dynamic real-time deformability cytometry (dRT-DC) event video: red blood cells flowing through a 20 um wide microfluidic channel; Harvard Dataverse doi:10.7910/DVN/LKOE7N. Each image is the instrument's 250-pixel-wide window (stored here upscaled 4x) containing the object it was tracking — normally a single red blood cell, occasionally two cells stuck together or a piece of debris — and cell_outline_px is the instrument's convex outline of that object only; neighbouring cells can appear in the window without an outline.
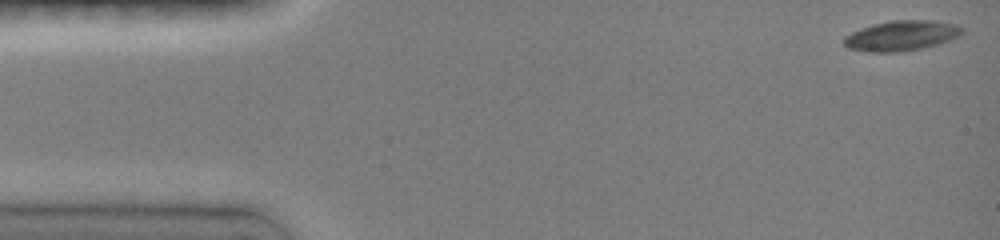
{"species": "common noctule bat (a hibernating species)", "species_latin": "Nyctalus noctula", "temperature_condition": "room temperature", "stored_images_in_passage": 20, "camera_frame_rate_fps": 3000, "um_per_image_px": 0.085, "animal": {"sex": "female", "body_mass_g": 19.0, "forearm_length_mm": 51.5}, "frame": {"image": 1, "passage_image": 1, "time_ms": 0.0, "image_size_px": [1000, 240], "cell_outline_px": [[964, 32], [960, 36], [940, 44], [900, 52], [868, 52], [848, 48], [844, 44], [844, 36], [860, 28], [872, 24], [892, 20], [936, 20], [956, 24], [964, 28]], "centroid_in_image_um": [76.66, 3.02], "position_along_channel_um": 8.3, "area_um2": 21.04}}
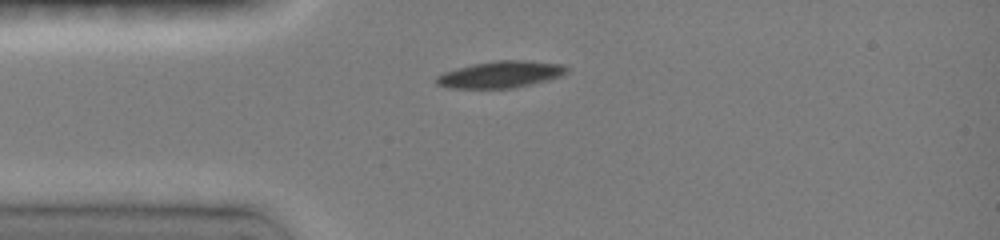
{"frame": {"image": 2, "passage_image": 9, "time_ms": 3.333, "image_size_px": [1000, 240], "cell_outline_px": [[568, 72], [560, 76], [548, 80], [516, 88], [448, 88], [436, 84], [436, 76], [444, 72], [456, 68], [472, 64], [496, 60], [524, 60], [564, 64], [568, 68]], "centroid_in_image_um": [42.56, 6.33], "position_along_channel_um": 42.4, "area_um2": 20.46}}
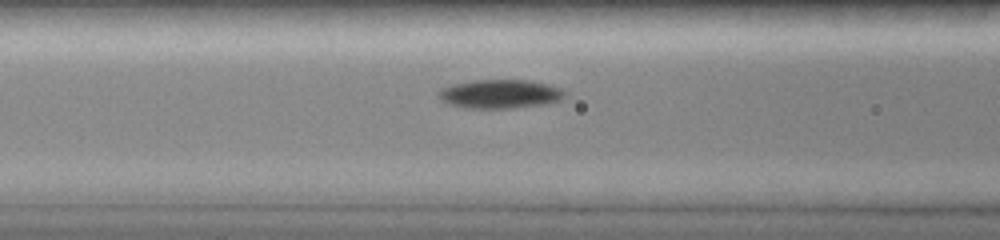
{"frame": {"image": 3, "passage_image": 16, "time_ms": 5.667, "image_size_px": [1000, 240], "cell_outline_px": [[568, 92], [560, 100], [544, 104], [512, 108], [464, 108], [448, 104], [440, 100], [440, 88], [448, 84], [472, 80], [528, 80], [548, 84], [560, 88]], "centroid_in_image_um": [42.48, 7.98], "position_along_channel_um": 124.1, "area_um2": 21.39}}